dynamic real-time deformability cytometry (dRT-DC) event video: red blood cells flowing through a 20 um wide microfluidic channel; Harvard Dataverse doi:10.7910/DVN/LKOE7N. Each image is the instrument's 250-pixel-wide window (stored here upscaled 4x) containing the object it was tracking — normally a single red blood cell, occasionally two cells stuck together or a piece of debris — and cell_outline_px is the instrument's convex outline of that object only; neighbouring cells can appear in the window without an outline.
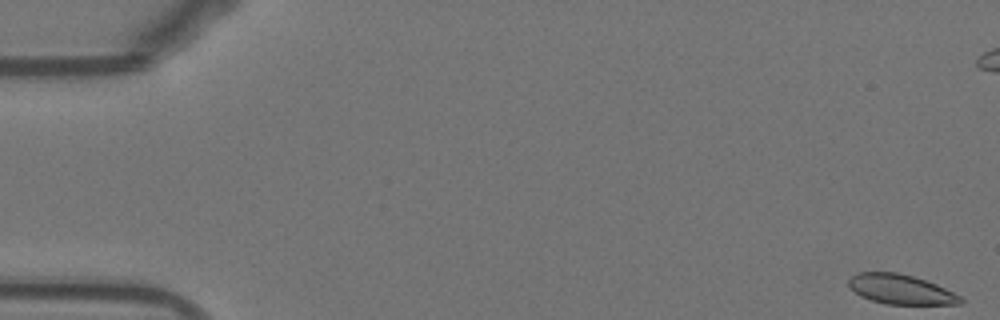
{"species": "Egyptian fruit bat (a non-hibernating species)", "species_latin": "Rousettus aegyptiacus", "temperature_condition": "warm", "stored_images_in_passage": 54, "camera_frame_rate_fps": 3000, "um_per_image_px": 0.085, "animal": {"sex": "female"}, "frame": {"image": 1, "passage_image": 1, "time_ms": 0.0, "image_size_px": [1000, 320], "cell_outline_px": [[964, 304], [884, 304], [860, 296], [848, 288], [848, 280], [856, 272], [896, 272], [912, 276], [936, 284], [960, 296], [964, 300]], "centroid_in_image_um": [76.52, 24.6], "position_along_channel_um": 8.5, "area_um2": 19.36}}
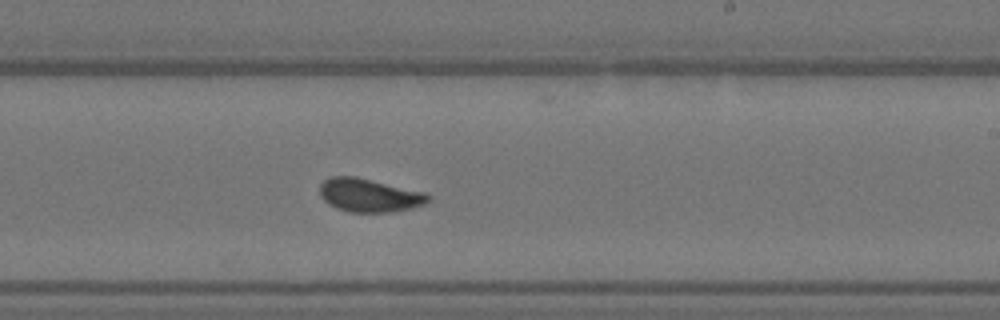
{"frame": {"image": 2, "passage_image": 32, "time_ms": 10.333, "image_size_px": [1000, 320], "cell_outline_px": [[432, 200], [424, 204], [412, 208], [392, 212], [348, 212], [336, 208], [328, 204], [320, 196], [320, 184], [324, 180], [332, 176], [356, 176], [424, 192], [432, 196]], "centroid_in_image_um": [31.39, 16.6], "position_along_channel_um": 257.6, "area_um2": 21.27}}
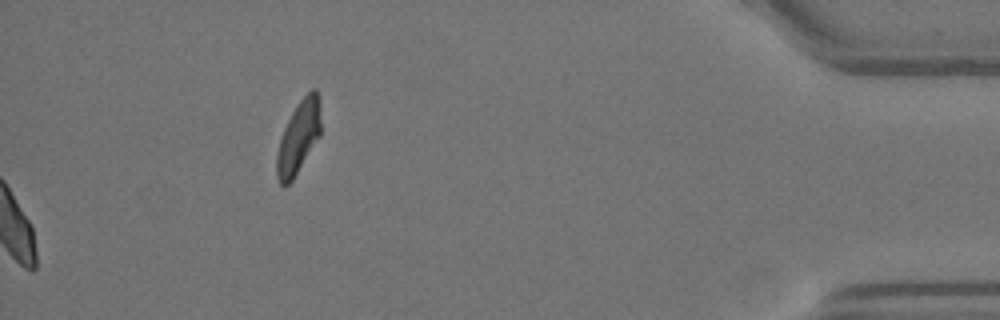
{"frame": {"image": 3, "passage_image": 54, "time_ms": 17.667, "image_size_px": [1000, 320], "cell_outline_px": [[320, 136], [292, 180], [288, 184], [280, 184], [276, 176], [276, 156], [280, 140], [284, 128], [292, 112], [300, 100], [312, 88], [316, 88], [320, 96]], "centroid_in_image_um": [25.39, 11.63], "position_along_channel_um": 409.8, "area_um2": 18.5}, "authors_computed_cell_mechanics": {"area_um2": 20.6346, "velocity_mm_per_s": 3.8324, "shape_relaxation_time_tau1_ms": 3.8662, "shape_relaxation_time_tau2_ms": null, "deformation_change_tau1": 0.1125, "deformation_change_tau2": null}}